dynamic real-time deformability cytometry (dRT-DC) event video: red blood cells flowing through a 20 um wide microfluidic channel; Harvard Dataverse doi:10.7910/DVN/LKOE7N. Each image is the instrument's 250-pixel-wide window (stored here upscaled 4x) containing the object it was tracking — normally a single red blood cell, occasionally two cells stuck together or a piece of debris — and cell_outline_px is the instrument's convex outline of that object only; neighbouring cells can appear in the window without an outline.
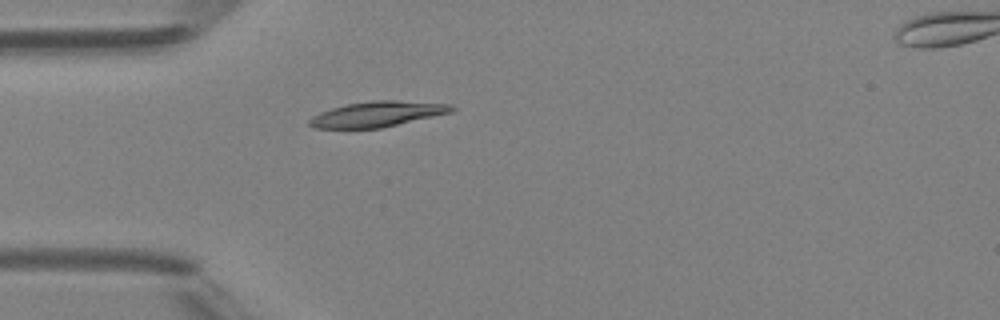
{"species": "Egyptian fruit bat (a non-hibernating species)", "species_latin": "Rousettus aegyptiacus", "temperature_condition": "room temperature", "stored_images_in_passage": 1, "camera_frame_rate_fps": 3000, "um_per_image_px": 0.085, "animal": {"sex": "female"}, "frame": {"image": 1, "passage_image": 1, "time_ms": 0.0, "image_size_px": [1000, 320], "cell_outline_px": [[456, 108], [452, 112], [380, 128], [312, 128], [308, 124], [308, 120], [312, 116], [320, 112], [332, 108], [348, 104], [372, 100], [396, 100], [452, 104]], "centroid_in_image_um": [32.06, 9.69], "position_along_channel_um": 52.9, "area_um2": 20.98}}